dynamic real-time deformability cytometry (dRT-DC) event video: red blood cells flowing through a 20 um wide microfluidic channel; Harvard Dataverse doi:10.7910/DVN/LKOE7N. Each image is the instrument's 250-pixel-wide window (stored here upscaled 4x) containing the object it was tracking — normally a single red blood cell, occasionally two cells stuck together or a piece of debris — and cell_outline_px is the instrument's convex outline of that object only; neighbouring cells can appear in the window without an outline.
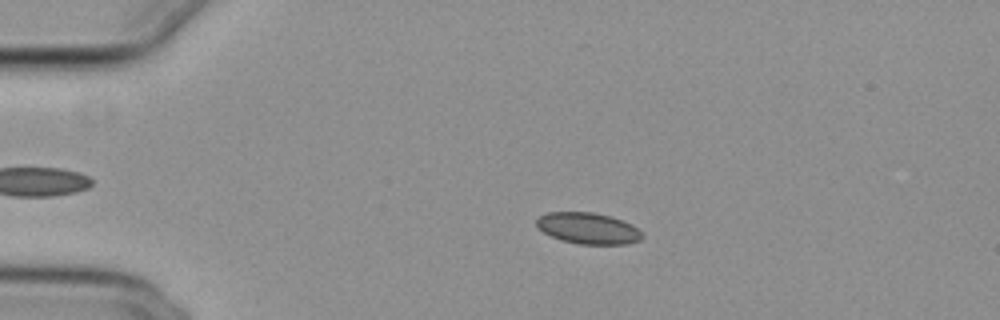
{"species": "common noctule bat (a hibernating species)", "species_latin": "Nyctalus noctula", "temperature_condition": "cold", "stored_images_in_passage": 52, "camera_frame_rate_fps": 3000, "um_per_image_px": 0.085, "animal": {"sex": "female", "body_mass_g": 29.2, "forearm_length_mm": 56.3}, "frame": {"image": 1, "passage_image": 10, "time_ms": 3.0, "image_size_px": [1000, 320], "cell_outline_px": [[644, 236], [640, 240], [628, 244], [580, 244], [560, 240], [536, 228], [536, 220], [540, 216], [548, 212], [592, 212], [612, 216], [632, 224]], "centroid_in_image_um": [49.98, 19.4], "position_along_channel_um": 35.0, "area_um2": 19.31}}
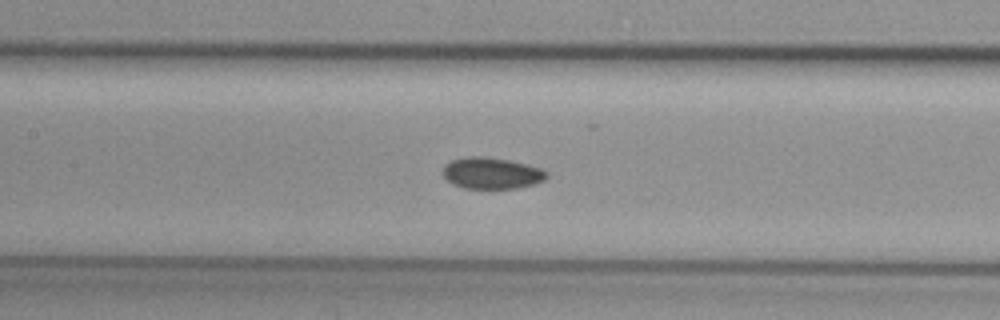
{"frame": {"image": 2, "passage_image": 24, "time_ms": 7.667, "image_size_px": [1000, 320], "cell_outline_px": [[548, 176], [544, 180], [532, 184], [516, 188], [464, 188], [452, 184], [444, 176], [444, 164], [452, 160], [468, 156], [480, 156], [508, 160], [528, 164], [540, 168], [548, 172]], "centroid_in_image_um": [41.79, 14.71], "position_along_channel_um": 165.6, "area_um2": 18.84}}
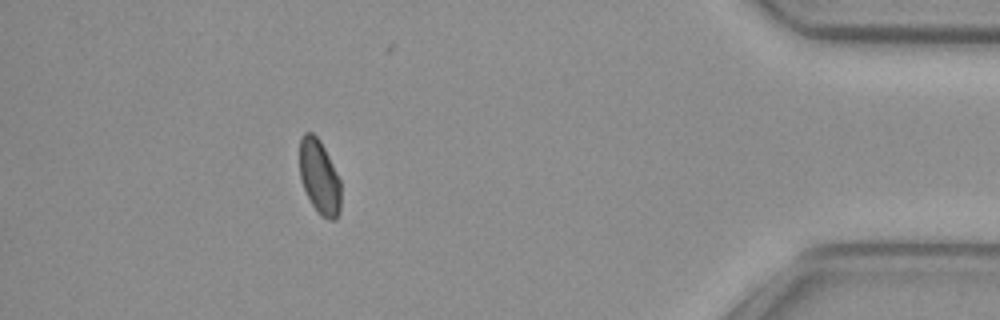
{"frame": {"image": 3, "passage_image": 47, "time_ms": 15.333, "image_size_px": [1000, 320], "cell_outline_px": [[340, 212], [336, 220], [328, 220], [320, 216], [316, 212], [300, 180], [300, 136], [304, 132], [312, 132], [320, 140], [340, 180]], "centroid_in_image_um": [27.14, 15.07], "position_along_channel_um": 408.1, "area_um2": 17.92}, "authors_computed_cell_mechanics": {"area_um2": 19.074, "velocity_mm_per_s": 3.831, "shape_relaxation_time_tau1_ms": null, "shape_relaxation_time_tau2_ms": 10.031, "deformation_change_tau1": null, "deformation_change_tau2": 0.1002}}